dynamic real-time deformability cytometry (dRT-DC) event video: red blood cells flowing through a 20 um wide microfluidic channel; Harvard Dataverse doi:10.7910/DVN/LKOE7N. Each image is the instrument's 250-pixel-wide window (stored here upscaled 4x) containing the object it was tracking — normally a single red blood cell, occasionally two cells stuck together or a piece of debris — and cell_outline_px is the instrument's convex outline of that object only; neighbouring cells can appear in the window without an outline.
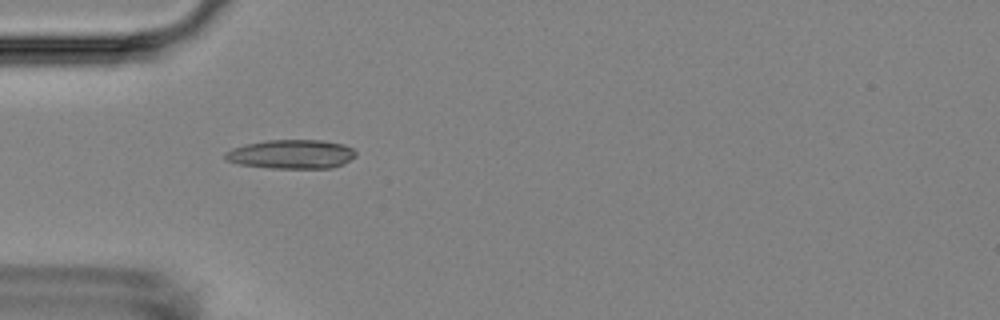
{"species": "Egyptian fruit bat (a non-hibernating species)", "species_latin": "Rousettus aegyptiacus", "temperature_condition": "room temperature", "stored_images_in_passage": 5, "camera_frame_rate_fps": 3000, "um_per_image_px": 0.085, "animal": {"sex": "female"}, "frame": {"image": 1, "passage_image": 2, "time_ms": 1.0, "image_size_px": [1000, 320], "cell_outline_px": [[356, 156], [344, 164], [332, 168], [268, 168], [240, 164], [224, 160], [224, 152], [232, 148], [248, 144], [268, 140], [324, 140], [344, 144], [352, 148], [356, 152]], "centroid_in_image_um": [24.78, 13.11], "position_along_channel_um": 60.2, "area_um2": 22.25}}
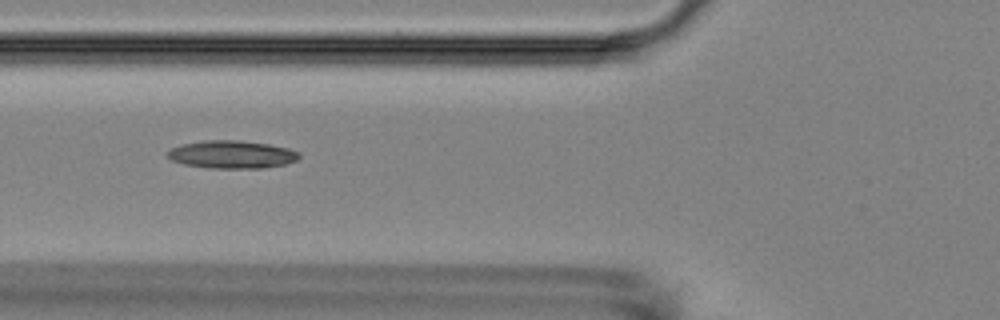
{"frame": {"image": 2, "passage_image": 3, "time_ms": 2.333, "image_size_px": [1000, 320], "cell_outline_px": [[300, 156], [296, 160], [284, 164], [264, 168], [212, 168], [184, 164], [172, 160], [168, 156], [168, 152], [172, 148], [180, 144], [204, 140], [240, 140], [268, 144], [288, 148], [300, 152]], "centroid_in_image_um": [19.72, 13.12], "position_along_channel_um": 106.1, "area_um2": 21.27}}
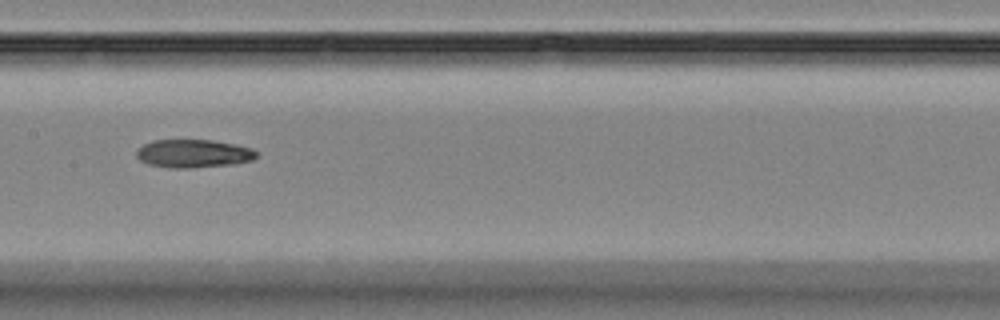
{"frame": {"image": 3, "passage_image": 5, "time_ms": 4.667, "image_size_px": [1000, 320], "cell_outline_px": [[256, 156], [252, 160], [232, 164], [188, 168], [172, 168], [148, 164], [140, 160], [136, 156], [136, 148], [152, 140], [212, 140], [236, 144], [252, 148], [256, 152]], "centroid_in_image_um": [16.41, 13.04], "position_along_channel_um": 191.0, "area_um2": 19.71}}